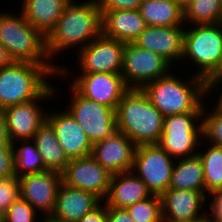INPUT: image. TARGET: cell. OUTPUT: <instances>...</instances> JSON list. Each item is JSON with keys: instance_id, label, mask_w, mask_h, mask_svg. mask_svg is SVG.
Wrapping results in <instances>:
<instances>
[{"instance_id": "obj_1", "label": "cell", "mask_w": 222, "mask_h": 222, "mask_svg": "<svg viewBox=\"0 0 222 222\" xmlns=\"http://www.w3.org/2000/svg\"><path fill=\"white\" fill-rule=\"evenodd\" d=\"M71 0L50 33L46 36V50L50 61L58 69L59 54L77 53L102 34V13L98 0ZM70 48V49H69ZM54 58V59H53Z\"/></svg>"}, {"instance_id": "obj_2", "label": "cell", "mask_w": 222, "mask_h": 222, "mask_svg": "<svg viewBox=\"0 0 222 222\" xmlns=\"http://www.w3.org/2000/svg\"><path fill=\"white\" fill-rule=\"evenodd\" d=\"M181 65L183 68V64L177 65L180 67L177 71L180 75L172 70L168 75L158 78L142 88L163 117L194 112L204 102V79L193 73L187 75L184 68L181 69ZM180 70L186 74L184 77L183 75L181 77L183 73Z\"/></svg>"}, {"instance_id": "obj_3", "label": "cell", "mask_w": 222, "mask_h": 222, "mask_svg": "<svg viewBox=\"0 0 222 222\" xmlns=\"http://www.w3.org/2000/svg\"><path fill=\"white\" fill-rule=\"evenodd\" d=\"M164 117L142 89H129L116 109L117 131L137 146L158 144Z\"/></svg>"}, {"instance_id": "obj_4", "label": "cell", "mask_w": 222, "mask_h": 222, "mask_svg": "<svg viewBox=\"0 0 222 222\" xmlns=\"http://www.w3.org/2000/svg\"><path fill=\"white\" fill-rule=\"evenodd\" d=\"M58 73L55 64L28 62H13L0 69V109L38 99Z\"/></svg>"}, {"instance_id": "obj_5", "label": "cell", "mask_w": 222, "mask_h": 222, "mask_svg": "<svg viewBox=\"0 0 222 222\" xmlns=\"http://www.w3.org/2000/svg\"><path fill=\"white\" fill-rule=\"evenodd\" d=\"M181 62L190 64L189 70L194 65L193 74L203 79L221 74L222 23L185 26Z\"/></svg>"}, {"instance_id": "obj_6", "label": "cell", "mask_w": 222, "mask_h": 222, "mask_svg": "<svg viewBox=\"0 0 222 222\" xmlns=\"http://www.w3.org/2000/svg\"><path fill=\"white\" fill-rule=\"evenodd\" d=\"M0 10V44L14 62L53 64L46 50V37L21 12Z\"/></svg>"}, {"instance_id": "obj_7", "label": "cell", "mask_w": 222, "mask_h": 222, "mask_svg": "<svg viewBox=\"0 0 222 222\" xmlns=\"http://www.w3.org/2000/svg\"><path fill=\"white\" fill-rule=\"evenodd\" d=\"M203 107L204 102L194 112L164 117L158 145L175 160L198 154L203 140Z\"/></svg>"}, {"instance_id": "obj_8", "label": "cell", "mask_w": 222, "mask_h": 222, "mask_svg": "<svg viewBox=\"0 0 222 222\" xmlns=\"http://www.w3.org/2000/svg\"><path fill=\"white\" fill-rule=\"evenodd\" d=\"M70 98L64 107L78 122L89 140L93 143L111 137L117 131L116 110L86 99L71 85Z\"/></svg>"}, {"instance_id": "obj_9", "label": "cell", "mask_w": 222, "mask_h": 222, "mask_svg": "<svg viewBox=\"0 0 222 222\" xmlns=\"http://www.w3.org/2000/svg\"><path fill=\"white\" fill-rule=\"evenodd\" d=\"M68 67L63 65L59 69V73L55 76L56 80L57 77H62L65 79L64 81H67V77L70 75L71 78L68 82L70 81V85L80 95L91 101L111 107L114 110L117 109L122 96L129 90L121 74L91 73L77 75L74 73L73 75V70L68 69Z\"/></svg>"}, {"instance_id": "obj_10", "label": "cell", "mask_w": 222, "mask_h": 222, "mask_svg": "<svg viewBox=\"0 0 222 222\" xmlns=\"http://www.w3.org/2000/svg\"><path fill=\"white\" fill-rule=\"evenodd\" d=\"M59 91L61 89L51 85L38 99L2 109L11 143L17 140L33 139L34 134L47 118L48 109L43 108L41 103L58 98Z\"/></svg>"}, {"instance_id": "obj_11", "label": "cell", "mask_w": 222, "mask_h": 222, "mask_svg": "<svg viewBox=\"0 0 222 222\" xmlns=\"http://www.w3.org/2000/svg\"><path fill=\"white\" fill-rule=\"evenodd\" d=\"M173 66L162 56L125 43L121 75L129 89H142L146 84L168 75Z\"/></svg>"}, {"instance_id": "obj_12", "label": "cell", "mask_w": 222, "mask_h": 222, "mask_svg": "<svg viewBox=\"0 0 222 222\" xmlns=\"http://www.w3.org/2000/svg\"><path fill=\"white\" fill-rule=\"evenodd\" d=\"M175 159L158 144L137 146L132 171L152 195L161 196L169 187Z\"/></svg>"}, {"instance_id": "obj_13", "label": "cell", "mask_w": 222, "mask_h": 222, "mask_svg": "<svg viewBox=\"0 0 222 222\" xmlns=\"http://www.w3.org/2000/svg\"><path fill=\"white\" fill-rule=\"evenodd\" d=\"M125 43L105 37L103 34L91 41L76 54V74H121Z\"/></svg>"}, {"instance_id": "obj_14", "label": "cell", "mask_w": 222, "mask_h": 222, "mask_svg": "<svg viewBox=\"0 0 222 222\" xmlns=\"http://www.w3.org/2000/svg\"><path fill=\"white\" fill-rule=\"evenodd\" d=\"M61 175L69 187L91 192L102 201L108 195L112 174L91 155L70 159Z\"/></svg>"}, {"instance_id": "obj_15", "label": "cell", "mask_w": 222, "mask_h": 222, "mask_svg": "<svg viewBox=\"0 0 222 222\" xmlns=\"http://www.w3.org/2000/svg\"><path fill=\"white\" fill-rule=\"evenodd\" d=\"M160 198L163 222H200L207 219V195L202 191L167 189Z\"/></svg>"}, {"instance_id": "obj_16", "label": "cell", "mask_w": 222, "mask_h": 222, "mask_svg": "<svg viewBox=\"0 0 222 222\" xmlns=\"http://www.w3.org/2000/svg\"><path fill=\"white\" fill-rule=\"evenodd\" d=\"M18 180L20 198L27 201L40 214L50 215L62 183L61 173L45 170L20 176Z\"/></svg>"}, {"instance_id": "obj_17", "label": "cell", "mask_w": 222, "mask_h": 222, "mask_svg": "<svg viewBox=\"0 0 222 222\" xmlns=\"http://www.w3.org/2000/svg\"><path fill=\"white\" fill-rule=\"evenodd\" d=\"M184 32L185 26L147 25L133 43L162 56L175 69L176 64H180L182 59Z\"/></svg>"}, {"instance_id": "obj_18", "label": "cell", "mask_w": 222, "mask_h": 222, "mask_svg": "<svg viewBox=\"0 0 222 222\" xmlns=\"http://www.w3.org/2000/svg\"><path fill=\"white\" fill-rule=\"evenodd\" d=\"M62 109V110H61ZM47 111L46 121L55 131L57 140L64 149L68 159L91 155L92 142L74 117L64 108ZM60 110V111H57Z\"/></svg>"}, {"instance_id": "obj_19", "label": "cell", "mask_w": 222, "mask_h": 222, "mask_svg": "<svg viewBox=\"0 0 222 222\" xmlns=\"http://www.w3.org/2000/svg\"><path fill=\"white\" fill-rule=\"evenodd\" d=\"M137 145L116 131L111 137L93 143L91 156L111 174L131 171Z\"/></svg>"}, {"instance_id": "obj_20", "label": "cell", "mask_w": 222, "mask_h": 222, "mask_svg": "<svg viewBox=\"0 0 222 222\" xmlns=\"http://www.w3.org/2000/svg\"><path fill=\"white\" fill-rule=\"evenodd\" d=\"M102 202L99 197L91 192L61 183L54 209L50 215L63 222H78Z\"/></svg>"}, {"instance_id": "obj_21", "label": "cell", "mask_w": 222, "mask_h": 222, "mask_svg": "<svg viewBox=\"0 0 222 222\" xmlns=\"http://www.w3.org/2000/svg\"><path fill=\"white\" fill-rule=\"evenodd\" d=\"M151 196L146 184L131 170L112 174L109 192L103 202L109 207L126 209Z\"/></svg>"}, {"instance_id": "obj_22", "label": "cell", "mask_w": 222, "mask_h": 222, "mask_svg": "<svg viewBox=\"0 0 222 222\" xmlns=\"http://www.w3.org/2000/svg\"><path fill=\"white\" fill-rule=\"evenodd\" d=\"M146 26L139 10H108L102 14V34L123 43H133Z\"/></svg>"}, {"instance_id": "obj_23", "label": "cell", "mask_w": 222, "mask_h": 222, "mask_svg": "<svg viewBox=\"0 0 222 222\" xmlns=\"http://www.w3.org/2000/svg\"><path fill=\"white\" fill-rule=\"evenodd\" d=\"M19 11L26 21L45 37L54 28L71 0H19ZM22 1V2H21Z\"/></svg>"}, {"instance_id": "obj_24", "label": "cell", "mask_w": 222, "mask_h": 222, "mask_svg": "<svg viewBox=\"0 0 222 222\" xmlns=\"http://www.w3.org/2000/svg\"><path fill=\"white\" fill-rule=\"evenodd\" d=\"M139 13L149 26H185L184 10L174 0H143Z\"/></svg>"}, {"instance_id": "obj_25", "label": "cell", "mask_w": 222, "mask_h": 222, "mask_svg": "<svg viewBox=\"0 0 222 222\" xmlns=\"http://www.w3.org/2000/svg\"><path fill=\"white\" fill-rule=\"evenodd\" d=\"M32 140L42 156L45 170L62 173L69 159L57 140L52 126L46 121L34 134Z\"/></svg>"}, {"instance_id": "obj_26", "label": "cell", "mask_w": 222, "mask_h": 222, "mask_svg": "<svg viewBox=\"0 0 222 222\" xmlns=\"http://www.w3.org/2000/svg\"><path fill=\"white\" fill-rule=\"evenodd\" d=\"M168 189H187L205 193L204 170L199 154L175 160Z\"/></svg>"}, {"instance_id": "obj_27", "label": "cell", "mask_w": 222, "mask_h": 222, "mask_svg": "<svg viewBox=\"0 0 222 222\" xmlns=\"http://www.w3.org/2000/svg\"><path fill=\"white\" fill-rule=\"evenodd\" d=\"M11 146L15 176L20 177L26 174L45 171L42 156L32 139L17 140L12 142Z\"/></svg>"}, {"instance_id": "obj_28", "label": "cell", "mask_w": 222, "mask_h": 222, "mask_svg": "<svg viewBox=\"0 0 222 222\" xmlns=\"http://www.w3.org/2000/svg\"><path fill=\"white\" fill-rule=\"evenodd\" d=\"M203 142L202 140L198 154L204 170L205 194L208 195L222 190V147Z\"/></svg>"}, {"instance_id": "obj_29", "label": "cell", "mask_w": 222, "mask_h": 222, "mask_svg": "<svg viewBox=\"0 0 222 222\" xmlns=\"http://www.w3.org/2000/svg\"><path fill=\"white\" fill-rule=\"evenodd\" d=\"M183 10L185 26L222 23V0H192Z\"/></svg>"}, {"instance_id": "obj_30", "label": "cell", "mask_w": 222, "mask_h": 222, "mask_svg": "<svg viewBox=\"0 0 222 222\" xmlns=\"http://www.w3.org/2000/svg\"><path fill=\"white\" fill-rule=\"evenodd\" d=\"M126 210L135 222H163L162 202L158 195L136 202Z\"/></svg>"}, {"instance_id": "obj_31", "label": "cell", "mask_w": 222, "mask_h": 222, "mask_svg": "<svg viewBox=\"0 0 222 222\" xmlns=\"http://www.w3.org/2000/svg\"><path fill=\"white\" fill-rule=\"evenodd\" d=\"M202 111L203 141L222 147V113L205 106ZM209 108V109H208Z\"/></svg>"}, {"instance_id": "obj_32", "label": "cell", "mask_w": 222, "mask_h": 222, "mask_svg": "<svg viewBox=\"0 0 222 222\" xmlns=\"http://www.w3.org/2000/svg\"><path fill=\"white\" fill-rule=\"evenodd\" d=\"M38 213L27 201L19 198L2 215V222H39L42 214Z\"/></svg>"}, {"instance_id": "obj_33", "label": "cell", "mask_w": 222, "mask_h": 222, "mask_svg": "<svg viewBox=\"0 0 222 222\" xmlns=\"http://www.w3.org/2000/svg\"><path fill=\"white\" fill-rule=\"evenodd\" d=\"M20 198V186L15 175L0 178V215L2 216L9 206Z\"/></svg>"}, {"instance_id": "obj_34", "label": "cell", "mask_w": 222, "mask_h": 222, "mask_svg": "<svg viewBox=\"0 0 222 222\" xmlns=\"http://www.w3.org/2000/svg\"><path fill=\"white\" fill-rule=\"evenodd\" d=\"M216 90V92H214ZM217 91H218V94H217ZM214 92V93H213ZM220 92V94H219ZM215 94V98L214 95L211 96L212 94ZM218 95V96H216ZM215 98V100L213 98ZM206 98H208L207 100H209V98L211 99L209 101V103H207L206 101ZM212 99H213V104L212 103ZM218 99V100H216ZM204 101H205V104L207 105H211L213 107H211L212 110L214 111H219L222 113V73L221 74H217V75H214V76H211L207 79H204Z\"/></svg>"}, {"instance_id": "obj_35", "label": "cell", "mask_w": 222, "mask_h": 222, "mask_svg": "<svg viewBox=\"0 0 222 222\" xmlns=\"http://www.w3.org/2000/svg\"><path fill=\"white\" fill-rule=\"evenodd\" d=\"M207 220L209 222H222V190L207 195ZM209 211V212H208Z\"/></svg>"}, {"instance_id": "obj_36", "label": "cell", "mask_w": 222, "mask_h": 222, "mask_svg": "<svg viewBox=\"0 0 222 222\" xmlns=\"http://www.w3.org/2000/svg\"><path fill=\"white\" fill-rule=\"evenodd\" d=\"M143 0H98L101 13L108 10H138Z\"/></svg>"}, {"instance_id": "obj_37", "label": "cell", "mask_w": 222, "mask_h": 222, "mask_svg": "<svg viewBox=\"0 0 222 222\" xmlns=\"http://www.w3.org/2000/svg\"><path fill=\"white\" fill-rule=\"evenodd\" d=\"M12 175H14L12 146L0 145V178Z\"/></svg>"}, {"instance_id": "obj_38", "label": "cell", "mask_w": 222, "mask_h": 222, "mask_svg": "<svg viewBox=\"0 0 222 222\" xmlns=\"http://www.w3.org/2000/svg\"><path fill=\"white\" fill-rule=\"evenodd\" d=\"M107 222H135L125 208H113L106 205Z\"/></svg>"}, {"instance_id": "obj_39", "label": "cell", "mask_w": 222, "mask_h": 222, "mask_svg": "<svg viewBox=\"0 0 222 222\" xmlns=\"http://www.w3.org/2000/svg\"><path fill=\"white\" fill-rule=\"evenodd\" d=\"M78 222H107L106 204L102 202L94 210L84 215Z\"/></svg>"}, {"instance_id": "obj_40", "label": "cell", "mask_w": 222, "mask_h": 222, "mask_svg": "<svg viewBox=\"0 0 222 222\" xmlns=\"http://www.w3.org/2000/svg\"><path fill=\"white\" fill-rule=\"evenodd\" d=\"M0 145H11V142L7 134L5 119L2 109H0Z\"/></svg>"}, {"instance_id": "obj_41", "label": "cell", "mask_w": 222, "mask_h": 222, "mask_svg": "<svg viewBox=\"0 0 222 222\" xmlns=\"http://www.w3.org/2000/svg\"><path fill=\"white\" fill-rule=\"evenodd\" d=\"M13 62L5 47L0 44V69L10 66Z\"/></svg>"}, {"instance_id": "obj_42", "label": "cell", "mask_w": 222, "mask_h": 222, "mask_svg": "<svg viewBox=\"0 0 222 222\" xmlns=\"http://www.w3.org/2000/svg\"><path fill=\"white\" fill-rule=\"evenodd\" d=\"M39 222H63L62 220H58L51 215H42Z\"/></svg>"}, {"instance_id": "obj_43", "label": "cell", "mask_w": 222, "mask_h": 222, "mask_svg": "<svg viewBox=\"0 0 222 222\" xmlns=\"http://www.w3.org/2000/svg\"><path fill=\"white\" fill-rule=\"evenodd\" d=\"M182 9H184L192 0H174Z\"/></svg>"}, {"instance_id": "obj_44", "label": "cell", "mask_w": 222, "mask_h": 222, "mask_svg": "<svg viewBox=\"0 0 222 222\" xmlns=\"http://www.w3.org/2000/svg\"><path fill=\"white\" fill-rule=\"evenodd\" d=\"M200 222H209L207 219L203 220V221H200Z\"/></svg>"}]
</instances>
